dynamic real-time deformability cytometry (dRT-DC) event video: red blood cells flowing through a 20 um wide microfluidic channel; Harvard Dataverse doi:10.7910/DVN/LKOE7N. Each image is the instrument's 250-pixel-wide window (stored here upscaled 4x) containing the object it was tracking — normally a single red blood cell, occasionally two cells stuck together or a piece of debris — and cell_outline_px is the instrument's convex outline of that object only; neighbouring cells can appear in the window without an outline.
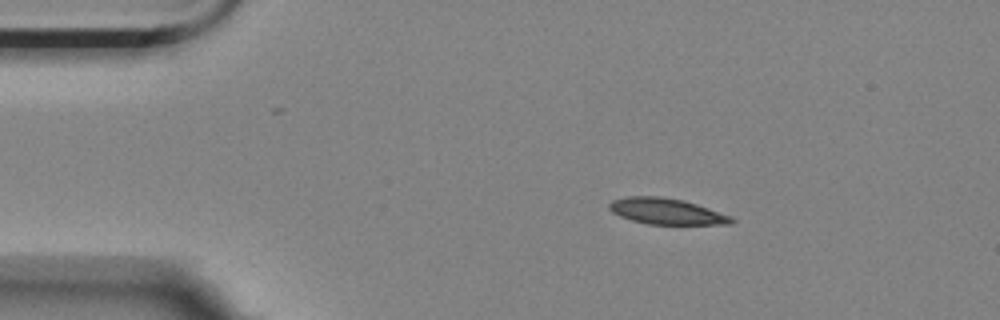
{"species": "Egyptian fruit bat (a non-hibernating species)", "species_latin": "Rousettus aegyptiacus", "temperature_condition": "room temperature", "stored_images_in_passage": 3, "camera_frame_rate_fps": 3000, "um_per_image_px": 0.085, "animal": {"sex": "female"}, "frame": {"image": 1, "passage_image": 1, "time_ms": 0.0, "image_size_px": [1000, 320], "cell_outline_px": [[736, 220], [732, 224], [648, 224], [632, 220], [620, 216], [612, 212], [608, 208], [608, 204], [612, 200], [628, 196], [660, 196], [684, 200], [732, 216]], "centroid_in_image_um": [56.65, 17.96], "position_along_channel_um": 28.4, "area_um2": 18.55}}